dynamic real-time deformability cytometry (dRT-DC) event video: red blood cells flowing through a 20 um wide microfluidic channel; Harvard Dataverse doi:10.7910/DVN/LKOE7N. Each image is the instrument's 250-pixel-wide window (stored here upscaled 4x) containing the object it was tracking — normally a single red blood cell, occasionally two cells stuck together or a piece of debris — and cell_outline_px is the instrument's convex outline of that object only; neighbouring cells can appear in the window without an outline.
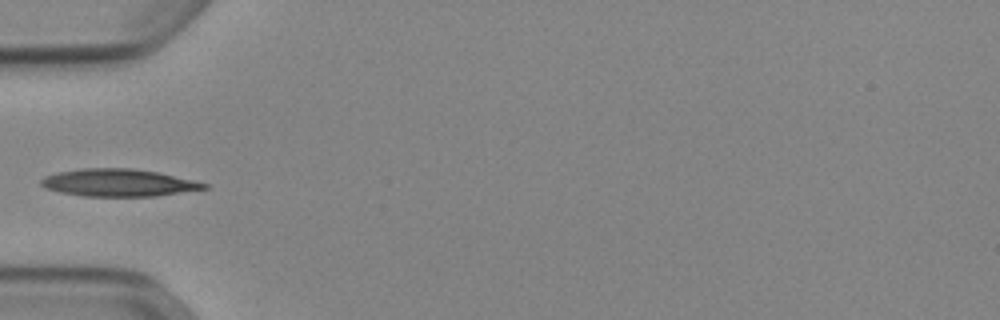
{"species": "Egyptian fruit bat (a non-hibernating species)", "species_latin": "Rousettus aegyptiacus", "temperature_condition": "cold", "stored_images_in_passage": 36, "camera_frame_rate_fps": 3000, "um_per_image_px": 0.085, "animal": {"sex": "female"}, "frame": {"image": 1, "passage_image": 1, "time_ms": 0.0, "image_size_px": [1000, 320], "cell_outline_px": [[208, 188], [156, 196], [84, 196], [60, 192], [44, 188], [40, 184], [40, 180], [44, 176], [56, 172], [80, 168], [132, 168], [156, 172], [192, 180], [208, 184]], "centroid_in_image_um": [10.0, 15.53], "position_along_channel_um": 75.0, "area_um2": 25.95}}
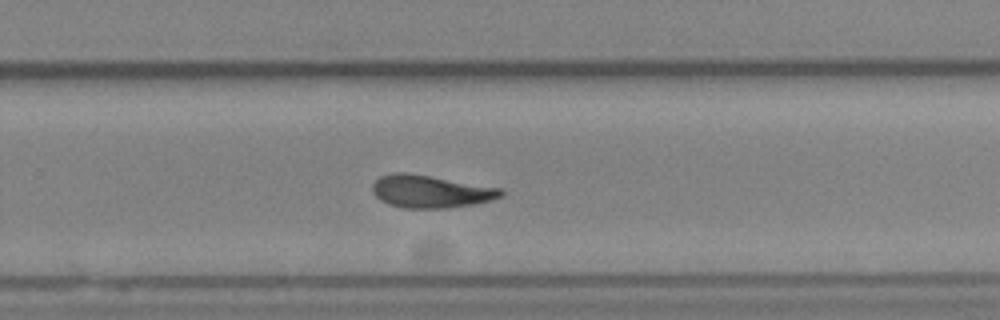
{"frame": {"image": 2, "passage_image": 18, "time_ms": 5.667, "image_size_px": [1000, 320], "cell_outline_px": [[504, 196], [492, 200], [476, 204], [444, 208], [400, 208], [388, 204], [380, 200], [372, 192], [372, 184], [380, 176], [392, 172], [404, 172], [504, 188]], "centroid_in_image_um": [36.62, 16.28], "position_along_channel_um": 293.2, "area_um2": 24.68}}
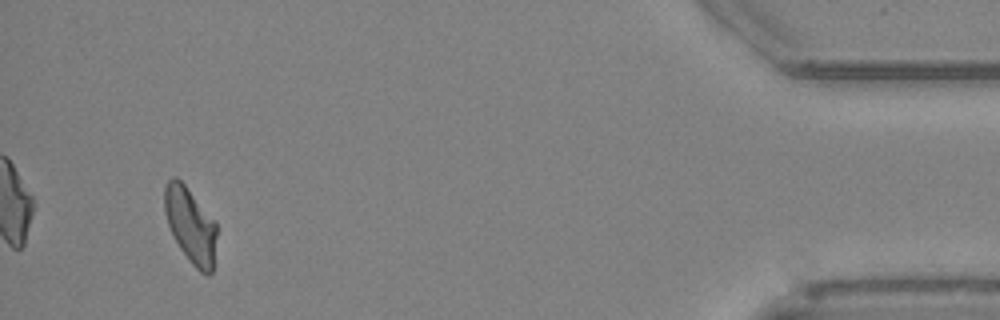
{"frame": {"image": 3, "passage_image": 33, "time_ms": 10.667, "image_size_px": [1000, 320], "cell_outline_px": [[216, 236], [212, 272], [208, 276], [200, 272], [192, 264], [180, 248], [168, 224], [164, 212], [164, 188], [168, 180], [172, 176], [176, 176], [184, 184], [216, 220]], "centroid_in_image_um": [16.19, 19.12], "position_along_channel_um": 419.0, "area_um2": 22.89}}